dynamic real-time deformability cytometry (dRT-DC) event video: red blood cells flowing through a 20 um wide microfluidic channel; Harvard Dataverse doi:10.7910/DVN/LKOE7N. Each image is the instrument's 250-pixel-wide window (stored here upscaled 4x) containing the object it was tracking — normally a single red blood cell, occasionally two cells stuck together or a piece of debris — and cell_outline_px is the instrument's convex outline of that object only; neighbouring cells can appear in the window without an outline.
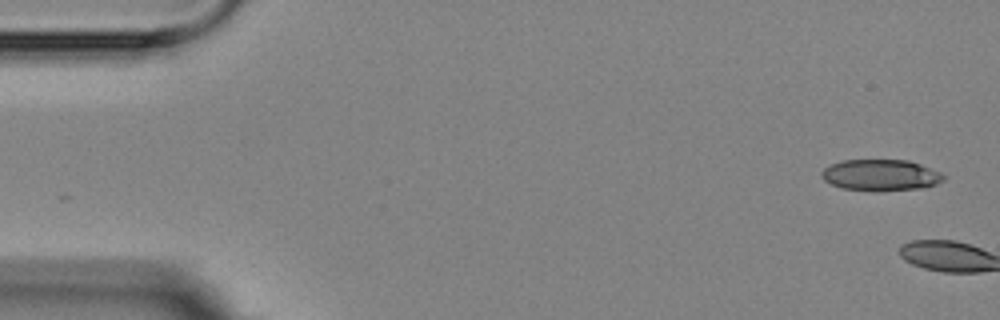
{"species": "Egyptian fruit bat (a non-hibernating species)", "species_latin": "Rousettus aegyptiacus", "temperature_condition": "room temperature", "stored_images_in_passage": 2, "camera_frame_rate_fps": 3000, "um_per_image_px": 0.085, "animal": {"sex": "female"}, "frame": {"image": 1, "passage_image": 1, "time_ms": 0.0, "image_size_px": [1000, 320], "cell_outline_px": [[944, 180], [936, 184], [924, 188], [880, 192], [872, 192], [844, 188], [832, 184], [824, 180], [820, 176], [820, 172], [824, 168], [832, 164], [844, 160], [908, 160], [920, 164], [940, 172], [944, 176]], "centroid_in_image_um": [74.86, 14.9], "position_along_channel_um": 10.1, "area_um2": 22.48}}